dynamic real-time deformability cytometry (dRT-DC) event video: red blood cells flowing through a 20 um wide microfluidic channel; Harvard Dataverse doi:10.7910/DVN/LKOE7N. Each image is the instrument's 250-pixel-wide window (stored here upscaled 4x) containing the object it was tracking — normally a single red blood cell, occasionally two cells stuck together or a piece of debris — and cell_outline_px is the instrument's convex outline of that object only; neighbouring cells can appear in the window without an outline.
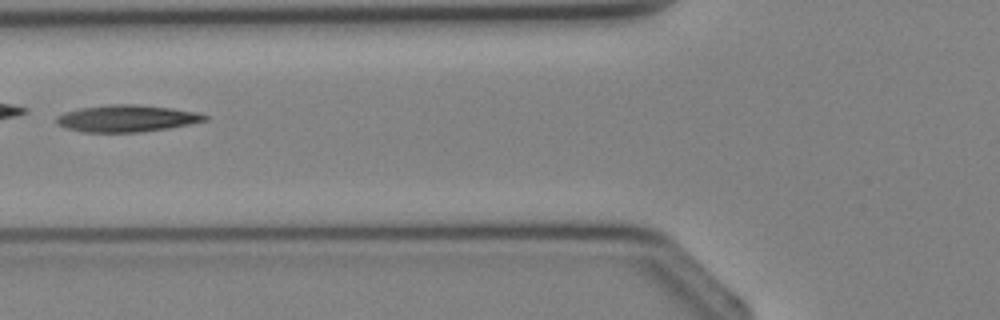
{"species": "Egyptian fruit bat (a non-hibernating species)", "species_latin": "Rousettus aegyptiacus", "temperature_condition": "cold", "stored_images_in_passage": 4, "camera_frame_rate_fps": 3000, "um_per_image_px": 0.085, "animal": {"sex": "female"}, "frame": {"image": 1, "passage_image": 4, "time_ms": 3.333, "image_size_px": [1000, 320], "cell_outline_px": [[208, 120], [168, 128], [140, 132], [84, 132], [64, 128], [56, 124], [56, 116], [64, 112], [80, 108], [112, 104], [136, 104], [172, 108], [196, 112], [208, 116]], "centroid_in_image_um": [10.73, 10.06], "position_along_channel_um": 115.1, "area_um2": 23.24}}